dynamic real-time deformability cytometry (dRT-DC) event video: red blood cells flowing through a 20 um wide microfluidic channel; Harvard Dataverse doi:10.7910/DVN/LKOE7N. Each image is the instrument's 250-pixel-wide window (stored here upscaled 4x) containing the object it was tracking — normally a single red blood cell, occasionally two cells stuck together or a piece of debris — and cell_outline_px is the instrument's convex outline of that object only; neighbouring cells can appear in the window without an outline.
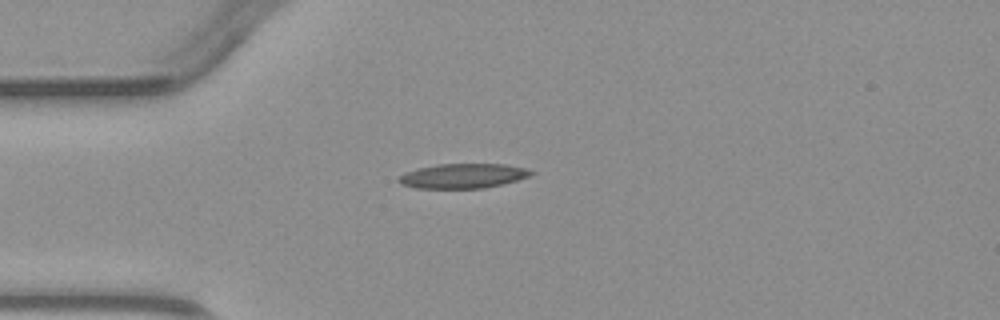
{"species": "common noctule bat (a hibernating species)", "species_latin": "Nyctalus noctula", "temperature_condition": "warm", "stored_images_in_passage": 5, "camera_frame_rate_fps": 3000, "um_per_image_px": 0.085, "animal": {"sex": "male", "body_mass_g": 23.1, "forearm_length_mm": 52.7}, "frame": {"image": 1, "passage_image": 4, "time_ms": 3.667, "image_size_px": [1000, 320], "cell_outline_px": [[536, 172], [528, 176], [504, 184], [484, 188], [416, 188], [400, 184], [396, 180], [404, 172], [420, 168], [440, 164], [504, 164], [528, 168]], "centroid_in_image_um": [39.36, 14.95], "position_along_channel_um": 45.6, "area_um2": 19.02}}